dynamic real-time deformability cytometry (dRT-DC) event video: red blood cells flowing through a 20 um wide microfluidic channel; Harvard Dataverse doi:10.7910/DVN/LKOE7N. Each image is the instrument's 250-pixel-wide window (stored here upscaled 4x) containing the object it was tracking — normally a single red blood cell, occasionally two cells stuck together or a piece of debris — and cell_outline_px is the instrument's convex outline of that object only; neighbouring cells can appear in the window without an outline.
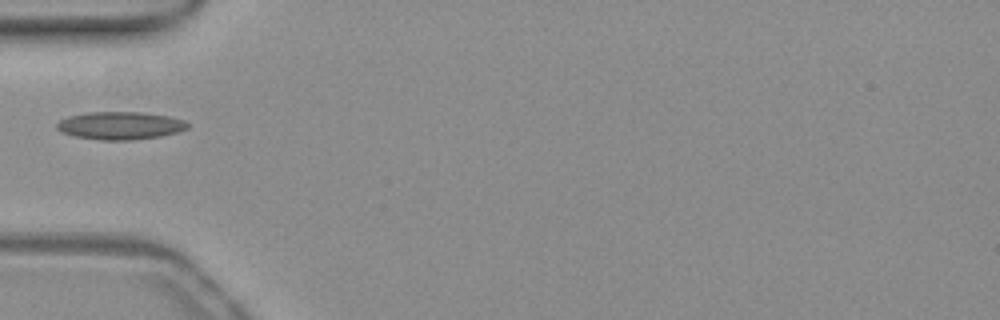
{"species": "common noctule bat (a hibernating species)", "species_latin": "Nyctalus noctula", "temperature_condition": "warm", "stored_images_in_passage": 36, "camera_frame_rate_fps": 3000, "um_per_image_px": 0.085, "animal": {"sex": "female", "body_mass_g": 19.3, "forearm_length_mm": 54.1}, "frame": {"image": 1, "passage_image": 1, "time_ms": 0.0, "image_size_px": [1000, 320], "cell_outline_px": [[188, 128], [180, 132], [160, 136], [132, 140], [100, 140], [76, 136], [64, 132], [56, 128], [56, 124], [60, 120], [68, 116], [88, 112], [144, 112], [168, 116], [184, 120], [188, 124]], "centroid_in_image_um": [10.25, 10.67], "position_along_channel_um": 74.8, "area_um2": 21.15}}
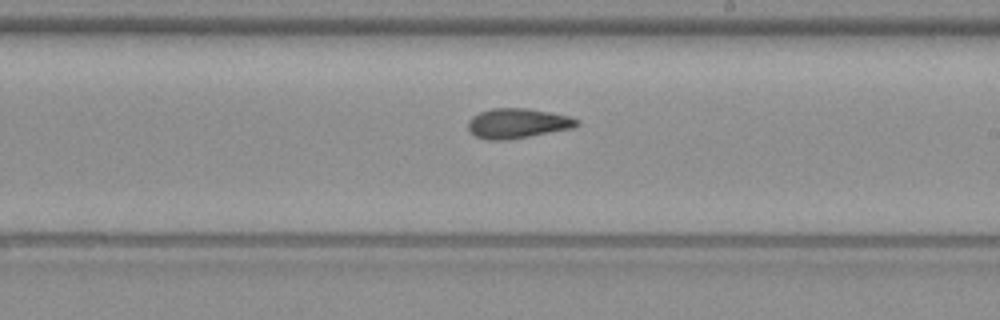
{"frame": {"image": 2, "passage_image": 14, "time_ms": 4.333, "image_size_px": [1000, 320], "cell_outline_px": [[580, 124], [572, 128], [528, 136], [504, 140], [488, 140], [476, 136], [468, 128], [468, 120], [472, 116], [480, 112], [492, 108], [528, 108], [552, 112], [568, 116], [580, 120]], "centroid_in_image_um": [43.99, 10.47], "position_along_channel_um": 245.0, "area_um2": 18.84}}
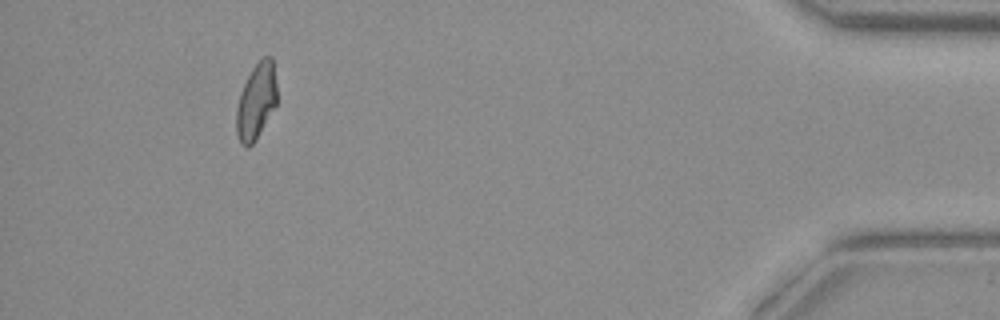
{"frame": {"image": 3, "passage_image": 32, "time_ms": 10.333, "image_size_px": [1000, 320], "cell_outline_px": [[276, 104], [256, 140], [248, 148], [244, 148], [240, 144], [236, 132], [236, 108], [240, 92], [252, 68], [264, 56], [272, 56], [276, 84]], "centroid_in_image_um": [21.75, 8.65], "position_along_channel_um": 413.4, "area_um2": 17.98}}